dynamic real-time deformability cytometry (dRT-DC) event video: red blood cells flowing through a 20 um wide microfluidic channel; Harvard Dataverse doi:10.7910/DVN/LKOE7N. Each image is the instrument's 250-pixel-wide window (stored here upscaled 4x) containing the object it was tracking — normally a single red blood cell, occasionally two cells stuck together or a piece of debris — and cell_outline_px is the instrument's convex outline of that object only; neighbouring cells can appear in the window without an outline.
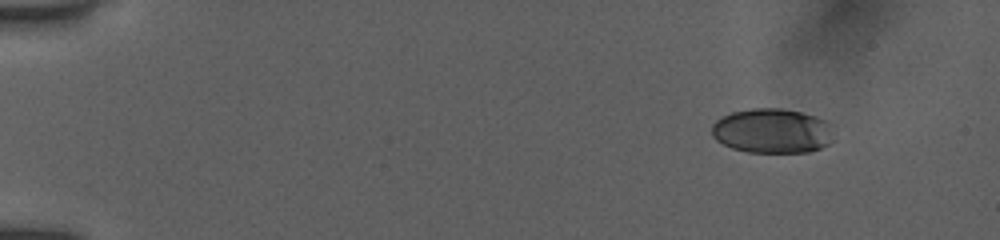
{"species": "human", "species_latin": "Homo sapiens", "temperature_condition": "room temperature", "stored_images_in_passage": 48, "camera_frame_rate_fps": 3000, "um_per_image_px": 0.085, "donor": {"sex": "female"}, "frame": {"image": 1, "passage_image": 1, "time_ms": 0.0, "image_size_px": [1000, 240], "cell_outline_px": [[832, 124], [828, 144], [820, 148], [808, 152], [748, 152], [732, 148], [716, 140], [712, 136], [712, 124], [720, 116], [732, 112], [752, 108], [780, 108], [800, 112], [816, 116], [828, 120]], "centroid_in_image_um": [65.61, 11.11], "position_along_channel_um": 19.4, "area_um2": 31.79}}
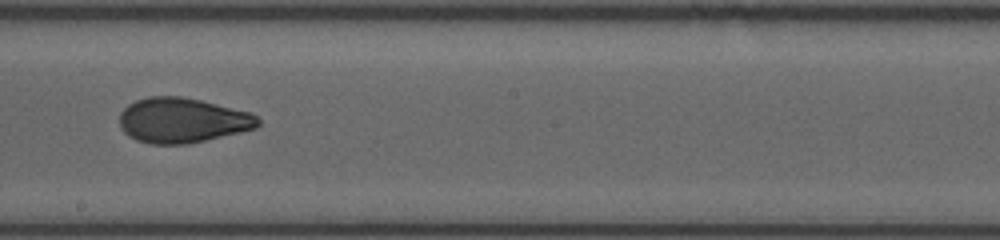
{"frame": {"image": 2, "passage_image": 27, "time_ms": 8.667, "image_size_px": [1000, 240], "cell_outline_px": [[260, 124], [256, 128], [240, 132], [188, 144], [152, 144], [136, 140], [128, 136], [120, 128], [120, 112], [128, 104], [136, 100], [148, 96], [180, 96], [200, 100], [252, 112], [260, 120]], "centroid_in_image_um": [15.49, 10.22], "position_along_channel_um": 232.7, "area_um2": 36.47}}
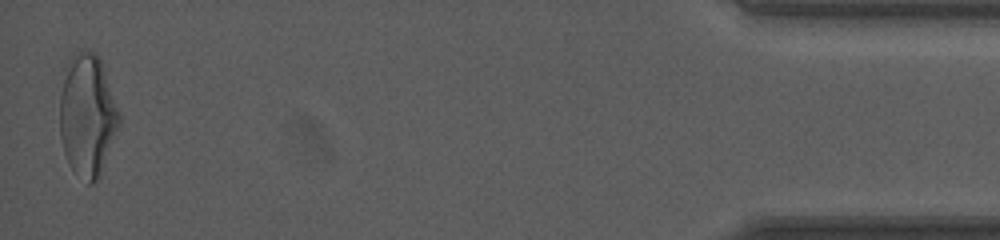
{"frame": {"image": 3, "passage_image": 48, "time_ms": 15.667, "image_size_px": [1000, 240], "cell_outline_px": [[120, 124], [100, 176], [92, 184], [88, 184], [68, 164], [64, 152], [60, 136], [60, 96], [64, 68], [68, 56], [76, 52], [88, 48], [96, 52], [100, 56], [120, 112]], "centroid_in_image_um": [7.43, 9.73], "position_along_channel_um": 427.8, "area_um2": 43.06}, "authors_computed_cell_mechanics": {"area_um2": 36.3851, "velocity_mm_per_s": 3.9247, "shape_relaxation_time_tau1_ms": 7.058, "shape_relaxation_time_tau2_ms": 1.4263, "deformation_change_tau1": 0.1977, "deformation_change_tau2": 0.0701}}